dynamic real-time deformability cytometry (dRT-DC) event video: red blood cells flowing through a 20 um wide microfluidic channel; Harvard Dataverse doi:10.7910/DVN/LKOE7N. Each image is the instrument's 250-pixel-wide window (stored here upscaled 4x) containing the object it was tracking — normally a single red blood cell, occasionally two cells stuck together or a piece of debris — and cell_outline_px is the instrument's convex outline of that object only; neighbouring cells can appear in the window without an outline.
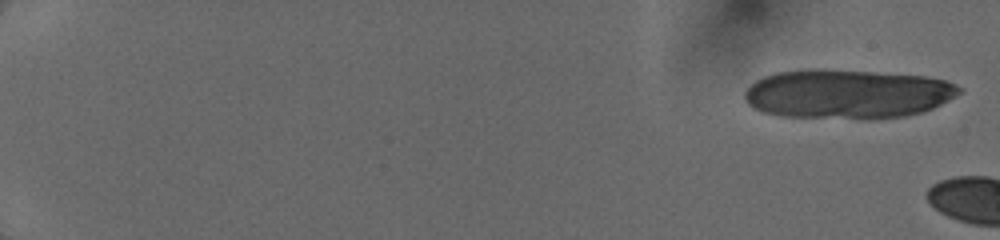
{"species": "human", "species_latin": "Homo sapiens", "temperature_condition": "cold", "stored_images_in_passage": 6, "camera_frame_rate_fps": 3000, "um_per_image_px": 0.085, "donor": {"sex": "female"}, "frame": {"image": 1, "passage_image": 1, "time_ms": 0.0, "image_size_px": [1000, 240], "cell_outline_px": [[964, 88], [960, 92], [948, 100], [932, 108], [920, 112], [904, 116], [872, 120], [868, 120], [780, 116], [764, 112], [748, 104], [744, 96], [744, 92], [756, 80], [764, 76], [776, 72], [808, 68], [824, 68], [928, 76], [944, 80], [956, 84]], "centroid_in_image_um": [72.02, 7.98], "position_along_channel_um": 13.0, "area_um2": 62.37}}